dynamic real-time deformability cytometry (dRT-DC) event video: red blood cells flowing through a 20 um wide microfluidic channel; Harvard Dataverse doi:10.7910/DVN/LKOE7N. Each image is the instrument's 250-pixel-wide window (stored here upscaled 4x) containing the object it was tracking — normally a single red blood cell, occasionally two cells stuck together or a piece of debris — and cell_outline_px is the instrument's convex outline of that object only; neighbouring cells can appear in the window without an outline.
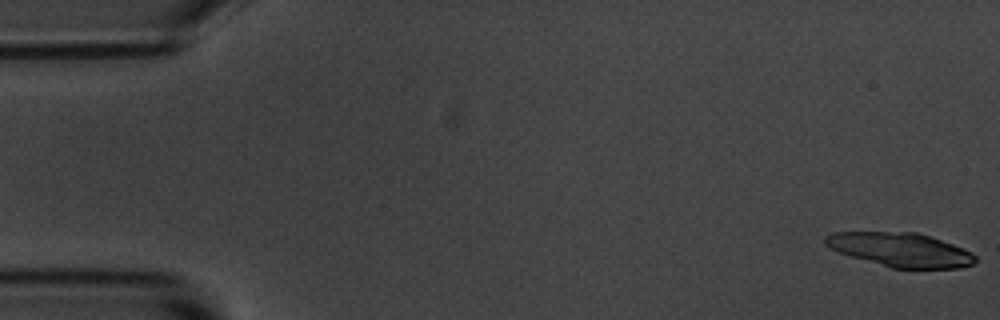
{"species": "common noctule bat (a hibernating species)", "species_latin": "Nyctalus noctula", "temperature_condition": "room temperature", "stored_images_in_passage": 56, "camera_frame_rate_fps": 3000, "um_per_image_px": 0.085, "animal": {"sex": "male", "body_mass_g": 20.1, "forearm_length_mm": 53.5}, "frame": {"image": 1, "passage_image": 1, "time_ms": 0.0, "image_size_px": [1000, 320], "cell_outline_px": [[976, 260], [972, 264], [960, 268], [892, 268], [852, 256], [840, 252], [824, 244], [824, 236], [832, 232], [916, 232], [952, 244], [972, 252], [976, 256]], "centroid_in_image_um": [76.54, 21.22], "position_along_channel_um": 8.5, "area_um2": 29.3}}
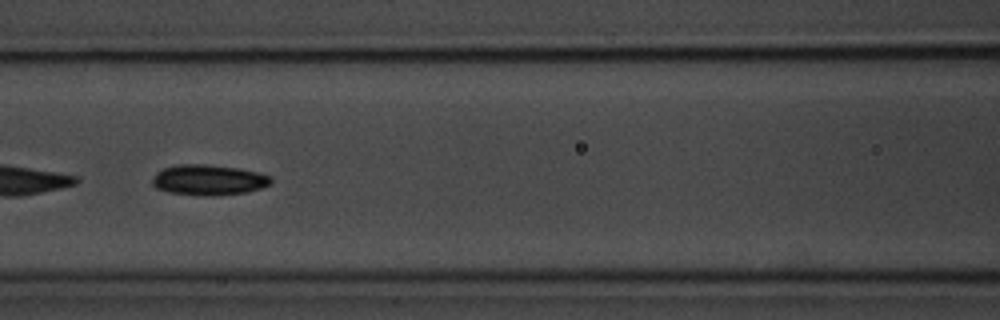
{"frame": {"image": 2, "passage_image": 24, "time_ms": 7.667, "image_size_px": [1000, 320], "cell_outline_px": [[272, 180], [268, 184], [260, 188], [248, 192], [208, 196], [204, 196], [168, 192], [156, 188], [152, 184], [152, 180], [156, 172], [164, 168], [176, 164], [204, 164], [236, 168], [256, 172], [272, 176]], "centroid_in_image_um": [17.69, 15.29], "position_along_channel_um": 148.9, "area_um2": 20.98}, "authors_computed_cell_mechanics": {"area_um2": 20.6924, "velocity_mm_per_s": 3.6466, "shape_relaxation_time_tau1_ms": 2.6861, "shape_relaxation_time_tau2_ms": null, "deformation_change_tau1": 0.1132, "deformation_change_tau2": null}}